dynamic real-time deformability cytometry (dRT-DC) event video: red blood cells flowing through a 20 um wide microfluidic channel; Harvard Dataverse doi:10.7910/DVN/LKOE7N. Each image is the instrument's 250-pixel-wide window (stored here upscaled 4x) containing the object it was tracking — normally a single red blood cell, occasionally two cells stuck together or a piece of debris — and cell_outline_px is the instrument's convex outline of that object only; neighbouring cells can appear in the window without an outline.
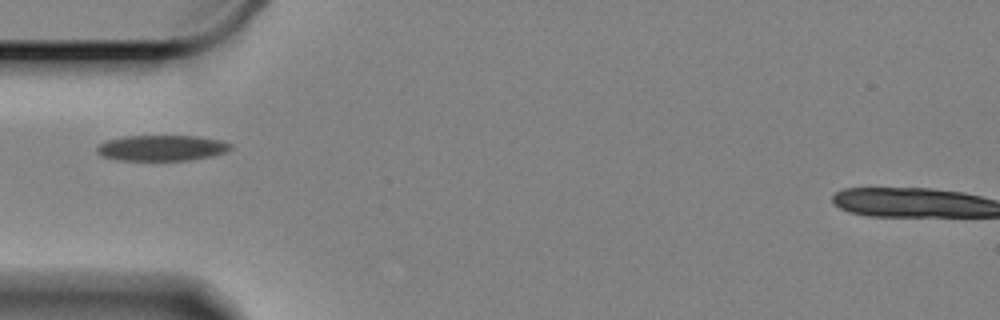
{"species": "Egyptian fruit bat (a non-hibernating species)", "species_latin": "Rousettus aegyptiacus", "temperature_condition": "cold", "stored_images_in_passage": 43, "camera_frame_rate_fps": 3000, "um_per_image_px": 0.085, "animal": {"sex": "female"}, "frame": {"image": 1, "passage_image": 1, "time_ms": 0.0, "image_size_px": [1000, 320], "cell_outline_px": [[232, 148], [224, 152], [212, 156], [188, 160], [120, 160], [104, 156], [96, 152], [96, 144], [108, 140], [124, 136], [200, 136], [220, 140], [232, 144]], "centroid_in_image_um": [13.74, 12.57], "position_along_channel_um": 71.3, "area_um2": 20.0}}
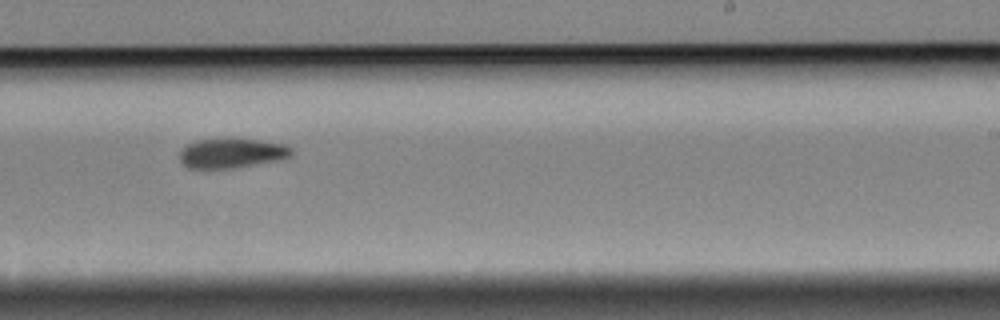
{"frame": {"image": 2, "passage_image": 19, "time_ms": 6.0, "image_size_px": [1000, 320], "cell_outline_px": [[292, 152], [288, 156], [276, 160], [232, 168], [188, 168], [180, 164], [180, 148], [196, 140], [224, 136], [228, 136], [260, 140], [284, 144], [292, 148]], "centroid_in_image_um": [19.61, 12.97], "position_along_channel_um": 269.4, "area_um2": 19.83}}
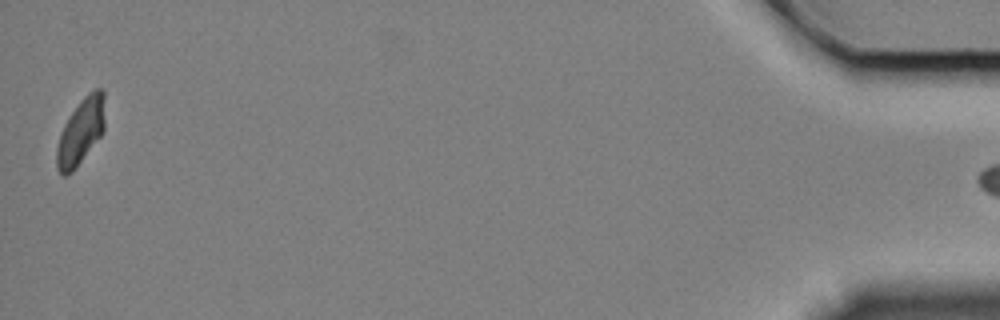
{"frame": {"image": 3, "passage_image": 42, "time_ms": 13.667, "image_size_px": [1000, 320], "cell_outline_px": [[104, 128], [100, 136], [72, 172], [64, 176], [56, 168], [56, 148], [64, 124], [68, 116], [80, 100], [88, 92], [96, 88], [100, 88], [104, 92]], "centroid_in_image_um": [6.85, 11.15], "position_along_channel_um": 428.3, "area_um2": 18.38}}